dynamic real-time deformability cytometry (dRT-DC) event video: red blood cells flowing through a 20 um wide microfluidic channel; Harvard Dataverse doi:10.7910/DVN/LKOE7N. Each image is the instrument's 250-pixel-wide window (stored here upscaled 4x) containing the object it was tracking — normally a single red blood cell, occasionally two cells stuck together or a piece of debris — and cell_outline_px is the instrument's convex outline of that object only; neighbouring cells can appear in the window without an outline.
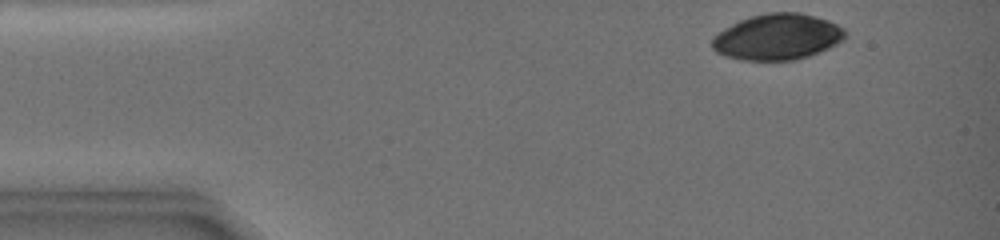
{"species": "common noctule bat (a hibernating species)", "species_latin": "Nyctalus noctula", "temperature_condition": "warm", "stored_images_in_passage": 81, "camera_frame_rate_fps": 3000, "um_per_image_px": 0.085, "animal": {"sex": "female", "body_mass_g": 19.0, "forearm_length_mm": 51.5}, "frame": {"image": 1, "passage_image": 1, "time_ms": 0.0, "image_size_px": [1000, 240], "cell_outline_px": [[848, 36], [844, 40], [828, 48], [808, 56], [792, 60], [748, 60], [728, 56], [716, 52], [712, 48], [712, 36], [724, 28], [740, 20], [752, 16], [768, 12], [800, 12], [816, 16], [828, 20], [844, 28], [848, 32]], "centroid_in_image_um": [66.11, 3.12], "position_along_channel_um": 18.9, "area_um2": 35.66}}